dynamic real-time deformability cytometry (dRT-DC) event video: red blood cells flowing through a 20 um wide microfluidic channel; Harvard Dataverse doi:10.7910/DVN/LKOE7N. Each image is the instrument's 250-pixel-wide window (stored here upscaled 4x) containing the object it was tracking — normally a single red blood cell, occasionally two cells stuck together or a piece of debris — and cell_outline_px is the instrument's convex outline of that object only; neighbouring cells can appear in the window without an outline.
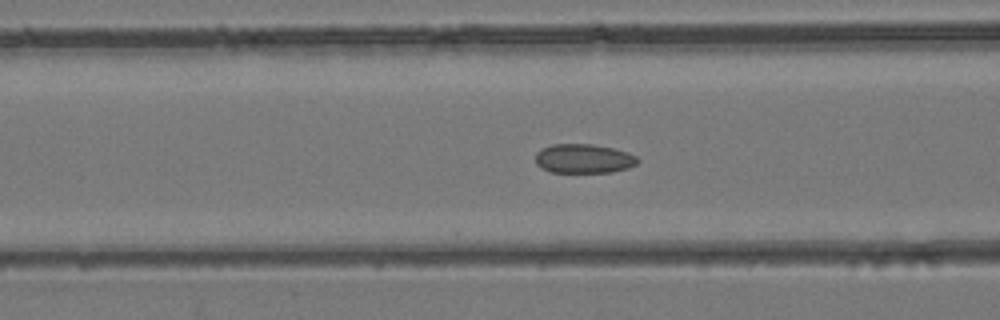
{"species": "common noctule bat (a hibernating species)", "species_latin": "Nyctalus noctula", "temperature_condition": "room temperature", "stored_images_in_passage": 43, "camera_frame_rate_fps": 3000, "um_per_image_px": 0.085, "animal": {"sex": "female", "body_mass_g": 24.6, "forearm_length_mm": 56.2}, "frame": {"image": 1, "passage_image": 17, "time_ms": 5.333, "image_size_px": [1000, 320], "cell_outline_px": [[640, 160], [636, 164], [628, 168], [612, 172], [552, 172], [540, 168], [536, 164], [536, 152], [552, 144], [592, 144], [612, 148], [628, 152], [636, 156]], "centroid_in_image_um": [49.62, 13.48], "position_along_channel_um": 117.0, "area_um2": 17.4}}
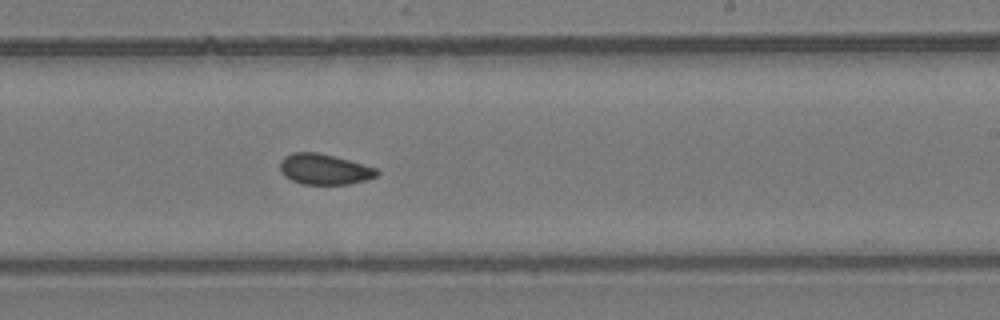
{"frame": {"image": 2, "passage_image": 26, "time_ms": 8.333, "image_size_px": [1000, 320], "cell_outline_px": [[380, 172], [376, 176], [364, 180], [348, 184], [300, 184], [284, 176], [280, 172], [280, 160], [284, 156], [292, 152], [316, 152], [348, 160], [376, 168]], "centroid_in_image_um": [27.51, 14.38], "position_along_channel_um": 261.5, "area_um2": 17.17}}
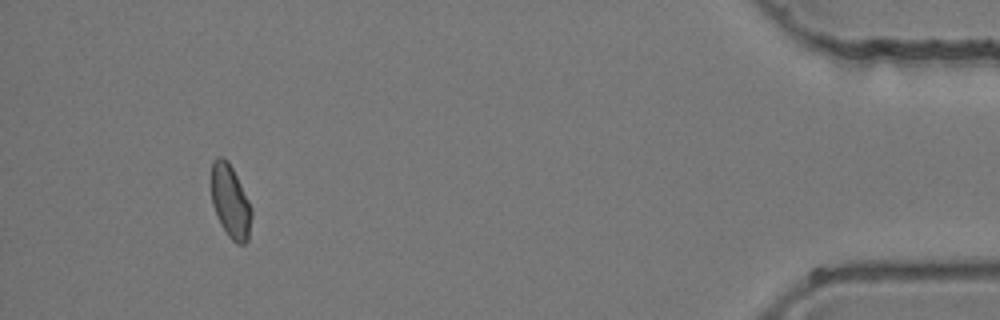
{"frame": {"image": 3, "passage_image": 40, "time_ms": 13.0, "image_size_px": [1000, 320], "cell_outline_px": [[252, 216], [248, 240], [244, 244], [236, 244], [228, 236], [220, 224], [212, 204], [212, 160], [216, 156], [224, 156], [228, 160], [252, 208]], "centroid_in_image_um": [19.58, 17.13], "position_along_channel_um": 415.6, "area_um2": 17.17}}